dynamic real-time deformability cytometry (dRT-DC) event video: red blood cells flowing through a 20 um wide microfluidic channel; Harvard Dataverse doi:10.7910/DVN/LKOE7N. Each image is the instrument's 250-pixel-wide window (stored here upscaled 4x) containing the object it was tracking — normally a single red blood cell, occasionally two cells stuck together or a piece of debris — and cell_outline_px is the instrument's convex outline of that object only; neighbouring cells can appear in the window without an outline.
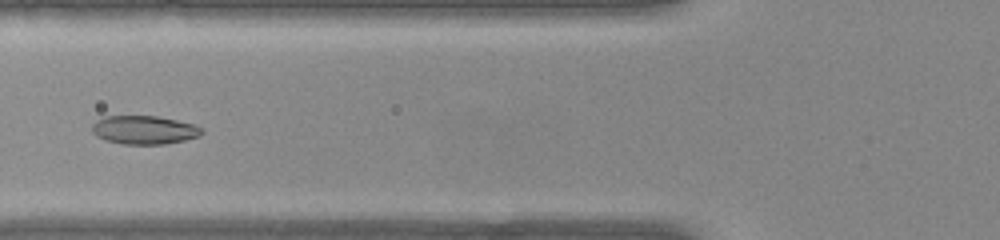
{"species": "common noctule bat (a hibernating species)", "species_latin": "Nyctalus noctula", "temperature_condition": "warm", "stored_images_in_passage": 38, "camera_frame_rate_fps": 3000, "um_per_image_px": 0.085, "animal": {"sex": "female", "body_mass_g": 22.0, "forearm_length_mm": 56.7}, "frame": {"image": 1, "passage_image": 6, "time_ms": 1.667, "image_size_px": [1000, 240], "cell_outline_px": [[204, 132], [200, 136], [184, 140], [164, 144], [124, 144], [104, 140], [96, 136], [92, 132], [92, 124], [96, 120], [104, 116], [156, 116], [196, 124]], "centroid_in_image_um": [12.24, 11.04], "position_along_channel_um": 113.6, "area_um2": 18.32}}
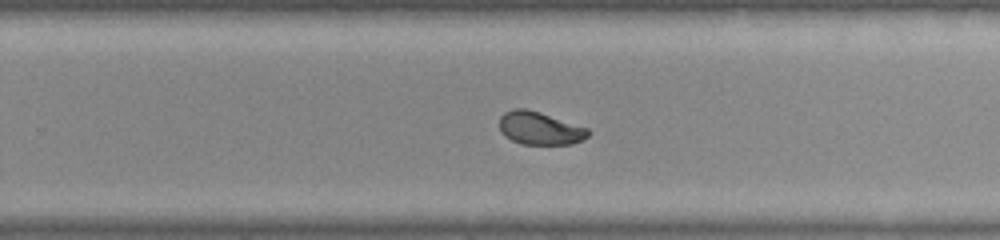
{"frame": {"image": 2, "passage_image": 19, "time_ms": 6.0, "image_size_px": [1000, 240], "cell_outline_px": [[592, 132], [588, 136], [572, 144], [520, 144], [504, 136], [500, 132], [500, 116], [504, 112], [512, 108], [528, 108], [588, 128]], "centroid_in_image_um": [45.86, 10.89], "position_along_channel_um": 283.9, "area_um2": 17.17}}
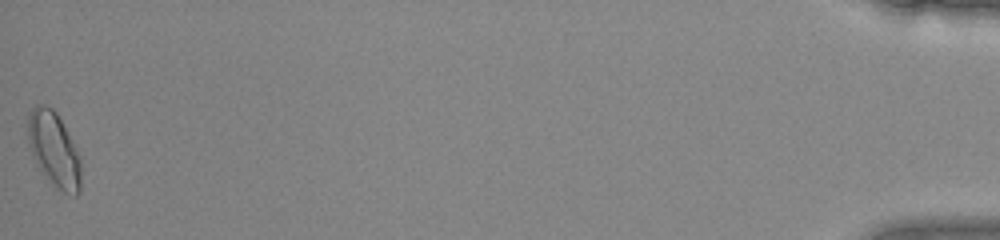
{"frame": {"image": 3, "passage_image": 38, "time_ms": 12.333, "image_size_px": [1000, 240], "cell_outline_px": [[80, 192], [76, 196], [72, 196], [64, 192], [36, 164], [32, 156], [28, 144], [28, 112], [36, 104], [44, 104], [52, 108], [56, 112], [80, 156]], "centroid_in_image_um": [4.57, 12.65], "position_along_channel_um": 430.6, "area_um2": 22.66}, "authors_computed_cell_mechanics": {"area_um2": 17.9758, "velocity_mm_per_s": 3.9447, "shape_relaxation_time_tau1_ms": 4.3627, "shape_relaxation_time_tau2_ms": 1.2055, "deformation_change_tau1": 0.1401, "deformation_change_tau2": 0.0404}}